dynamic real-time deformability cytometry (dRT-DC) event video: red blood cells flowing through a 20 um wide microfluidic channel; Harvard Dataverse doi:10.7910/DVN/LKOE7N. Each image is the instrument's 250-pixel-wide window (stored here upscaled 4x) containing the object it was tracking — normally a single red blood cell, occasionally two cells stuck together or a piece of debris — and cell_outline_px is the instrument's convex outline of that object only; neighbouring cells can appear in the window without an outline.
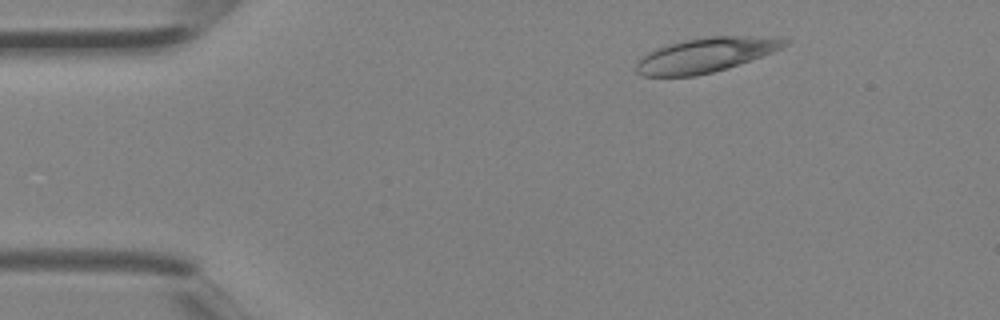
{"species": "Egyptian fruit bat (a non-hibernating species)", "species_latin": "Rousettus aegyptiacus", "temperature_condition": "room temperature", "stored_images_in_passage": 3, "camera_frame_rate_fps": 3000, "um_per_image_px": 0.085, "animal": {"sex": "female"}, "frame": {"image": 1, "passage_image": 1, "time_ms": 0.0, "image_size_px": [1000, 320], "cell_outline_px": [[792, 40], [784, 48], [712, 72], [696, 76], [640, 76], [636, 72], [636, 64], [648, 52], [656, 48], [668, 44], [684, 40], [712, 36], [776, 36]], "centroid_in_image_um": [60.01, 4.66], "position_along_channel_um": 25.0, "area_um2": 29.71}}
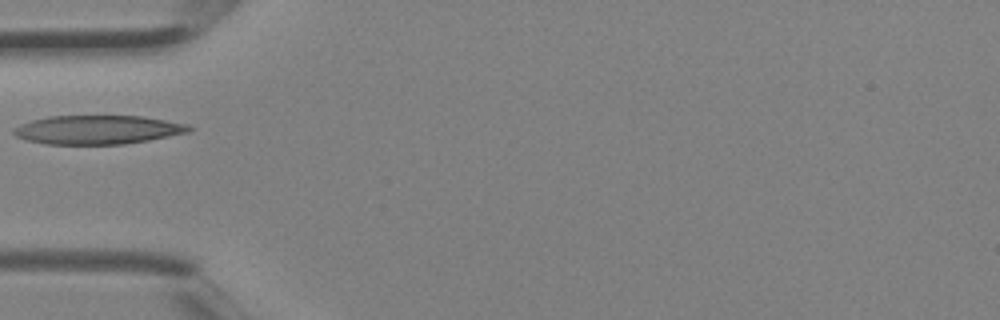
{"frame": {"image": 2, "passage_image": 3, "time_ms": 0.667, "image_size_px": [1000, 320], "cell_outline_px": [[196, 128], [188, 132], [148, 140], [124, 144], [44, 144], [28, 140], [16, 136], [12, 132], [12, 128], [20, 124], [32, 120], [48, 116], [144, 116], [188, 124]], "centroid_in_image_um": [8.3, 11.02], "position_along_channel_um": 76.7, "area_um2": 29.54}}